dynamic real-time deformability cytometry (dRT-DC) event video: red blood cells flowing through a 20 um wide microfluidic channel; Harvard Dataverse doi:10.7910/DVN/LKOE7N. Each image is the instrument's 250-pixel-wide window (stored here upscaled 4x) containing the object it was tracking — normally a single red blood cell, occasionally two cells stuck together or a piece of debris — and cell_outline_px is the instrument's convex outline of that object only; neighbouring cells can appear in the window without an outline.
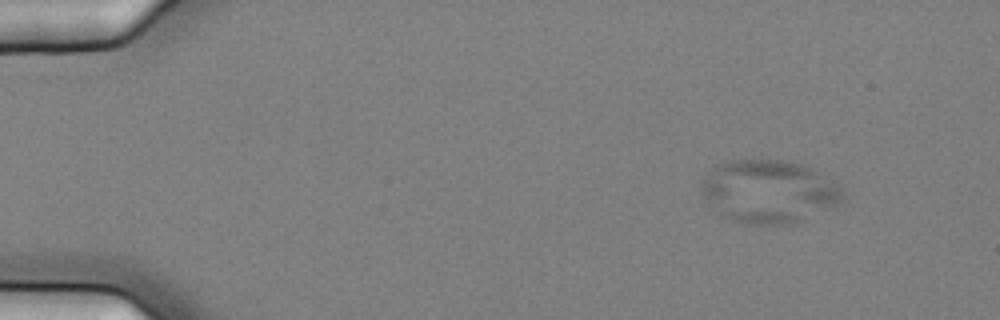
{"species": "common noctule bat (a hibernating species)", "species_latin": "Nyctalus noctula", "temperature_condition": "cold", "stored_images_in_passage": 51, "camera_frame_rate_fps": 3000, "um_per_image_px": 0.085, "animal": {"sex": "female", "body_mass_g": 25.1}, "frame": {"image": 1, "passage_image": 1, "time_ms": 0.0, "image_size_px": [1000, 320], "cell_outline_px": [[848, 200], [800, 220], [788, 224], [744, 224], [720, 216], [708, 204], [700, 192], [700, 188], [712, 164], [728, 160], [780, 160], [804, 164], [812, 168], [840, 184]], "centroid_in_image_um": [65.34, 16.26], "position_along_channel_um": 19.7, "area_um2": 52.6}}
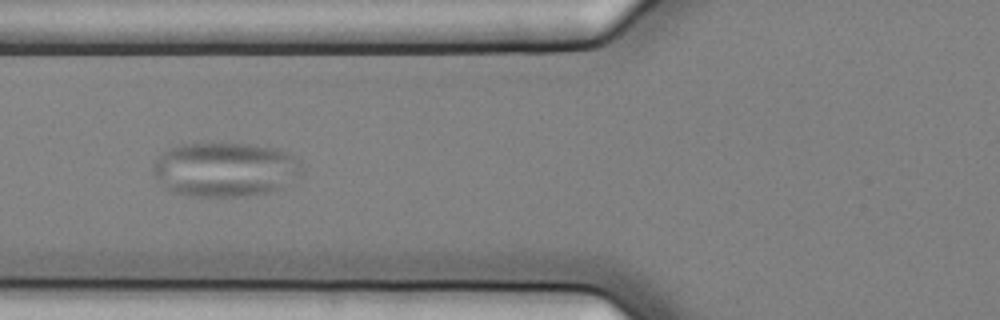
{"frame": {"image": 2, "passage_image": 17, "time_ms": 5.333, "image_size_px": [1000, 320], "cell_outline_px": [[304, 172], [300, 180], [284, 188], [268, 192], [244, 196], [192, 196], [172, 192], [164, 188], [156, 176], [152, 168], [152, 164], [156, 156], [164, 148], [180, 144], [208, 140], [256, 144], [276, 148], [300, 160], [304, 168]], "centroid_in_image_um": [19.15, 14.35], "position_along_channel_um": 106.7, "area_um2": 49.3}}
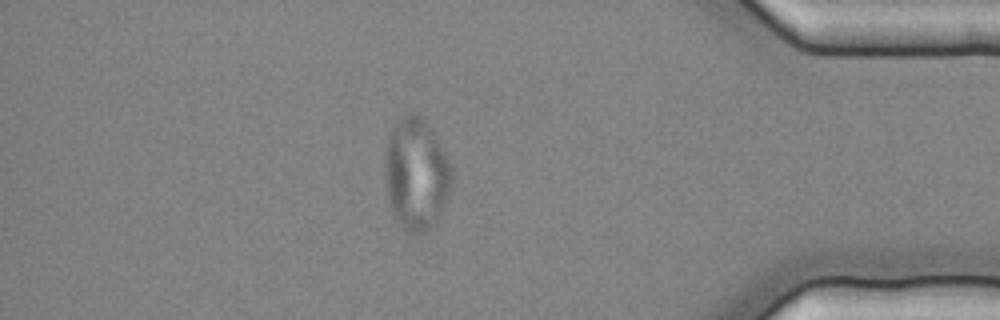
{"frame": {"image": 3, "passage_image": 44, "time_ms": 14.333, "image_size_px": [1000, 320], "cell_outline_px": [[452, 184], [440, 212], [436, 220], [424, 232], [408, 232], [396, 220], [392, 212], [388, 196], [384, 176], [384, 168], [388, 140], [396, 124], [404, 116], [420, 116], [424, 120], [436, 136], [452, 168]], "centroid_in_image_um": [35.37, 14.82], "position_along_channel_um": 399.8, "area_um2": 42.43}}